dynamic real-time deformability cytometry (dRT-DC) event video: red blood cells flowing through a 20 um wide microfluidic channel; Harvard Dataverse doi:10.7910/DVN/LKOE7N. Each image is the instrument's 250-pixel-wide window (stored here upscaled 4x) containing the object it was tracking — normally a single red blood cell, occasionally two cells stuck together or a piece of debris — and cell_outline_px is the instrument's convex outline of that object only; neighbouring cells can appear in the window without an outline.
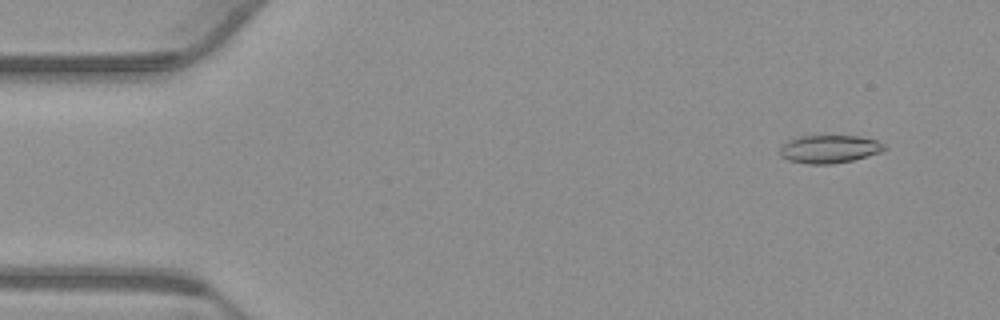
{"species": "common noctule bat (a hibernating species)", "species_latin": "Nyctalus noctula", "temperature_condition": "warm", "stored_images_in_passage": 55, "camera_frame_rate_fps": 3000, "um_per_image_px": 0.085, "animal": {"sex": "male", "body_mass_g": 23.1, "forearm_length_mm": 52.7}, "frame": {"image": 1, "passage_image": 5, "time_ms": 1.333, "image_size_px": [1000, 320], "cell_outline_px": [[888, 148], [880, 152], [868, 156], [852, 160], [832, 164], [808, 164], [788, 160], [780, 156], [780, 148], [788, 140], [796, 136], [860, 136], [876, 140], [884, 144]], "centroid_in_image_um": [70.49, 12.67], "position_along_channel_um": 14.5, "area_um2": 17.11}}
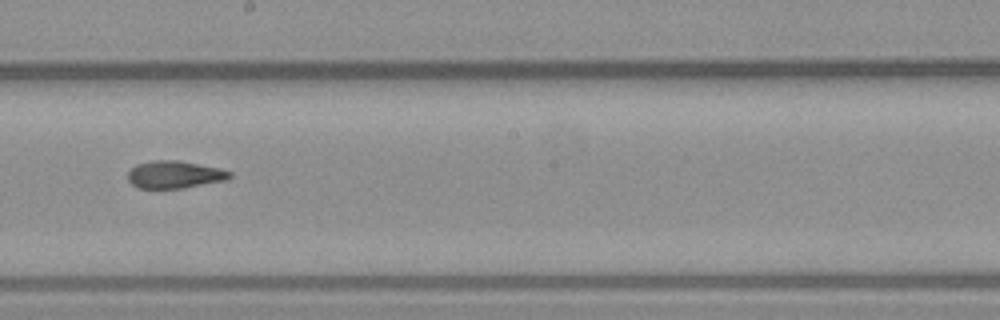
{"frame": {"image": 2, "passage_image": 31, "time_ms": 10.0, "image_size_px": [1000, 320], "cell_outline_px": [[232, 176], [228, 180], [184, 188], [136, 188], [128, 180], [128, 172], [136, 164], [152, 160], [176, 160], [220, 168], [232, 172]], "centroid_in_image_um": [14.85, 14.84], "position_along_channel_um": 233.3, "area_um2": 16.42}}
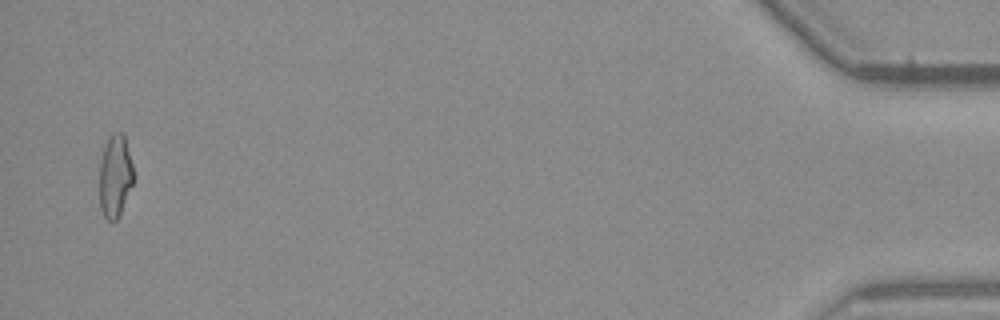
{"frame": {"image": 3, "passage_image": 54, "time_ms": 17.667, "image_size_px": [1000, 320], "cell_outline_px": [[136, 180], [120, 216], [116, 220], [108, 220], [104, 216], [100, 208], [100, 160], [108, 136], [112, 132], [120, 132], [124, 136], [132, 164]], "centroid_in_image_um": [9.81, 15.0], "position_along_channel_um": 425.4, "area_um2": 16.76}, "authors_computed_cell_mechanics": {"area_um2": 16.7042, "velocity_mm_per_s": 3.7678, "shape_relaxation_time_tau1_ms": null, "shape_relaxation_time_tau2_ms": 3.7723, "deformation_change_tau1": null, "deformation_change_tau2": 0.105}}